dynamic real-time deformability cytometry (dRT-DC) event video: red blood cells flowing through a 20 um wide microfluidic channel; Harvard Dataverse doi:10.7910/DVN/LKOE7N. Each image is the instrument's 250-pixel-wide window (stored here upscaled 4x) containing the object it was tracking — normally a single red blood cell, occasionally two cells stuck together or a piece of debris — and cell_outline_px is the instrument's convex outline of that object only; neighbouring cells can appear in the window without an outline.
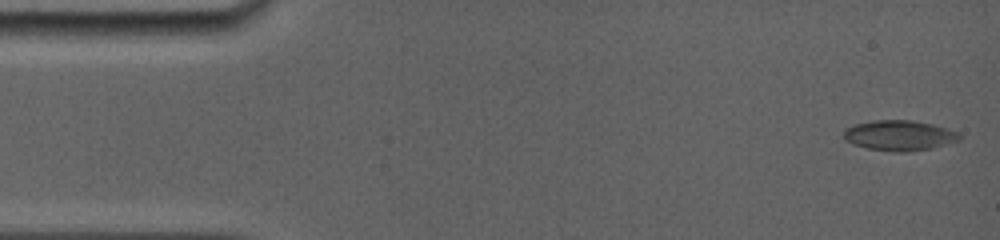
{"species": "common noctule bat (a hibernating species)", "species_latin": "Nyctalus noctula", "temperature_condition": "room temperature", "stored_images_in_passage": 36, "camera_frame_rate_fps": 5000, "um_per_image_px": 0.085, "animal": {"sex": "female", "body_mass_g": 19.0, "forearm_length_mm": 56.7}, "frame": {"image": 1, "passage_image": 1, "time_ms": 0.0, "image_size_px": [1000, 240], "cell_outline_px": [[960, 140], [932, 148], [904, 152], [896, 152], [868, 148], [852, 144], [844, 140], [844, 128], [852, 124], [872, 120], [912, 120], [932, 124], [948, 128], [956, 132], [960, 136]], "centroid_in_image_um": [76.4, 11.5], "position_along_channel_um": 8.6, "area_um2": 20.52}}
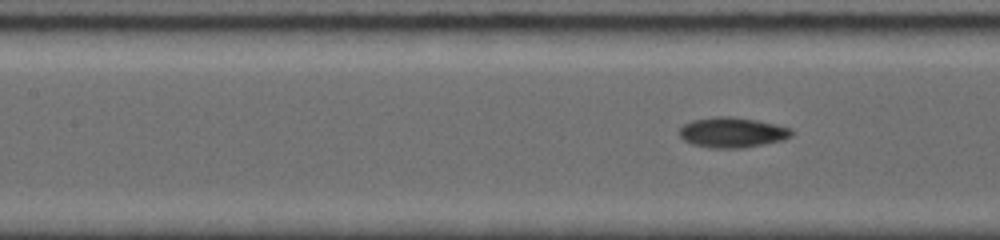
{"frame": {"image": 2, "passage_image": 20, "time_ms": 6.4, "image_size_px": [1000, 240], "cell_outline_px": [[792, 136], [784, 140], [744, 148], [712, 148], [692, 144], [684, 140], [680, 136], [680, 128], [684, 124], [692, 120], [716, 116], [732, 116], [756, 120], [776, 124], [792, 128]], "centroid_in_image_um": [62.26, 11.25], "position_along_channel_um": 145.1, "area_um2": 19.88}}
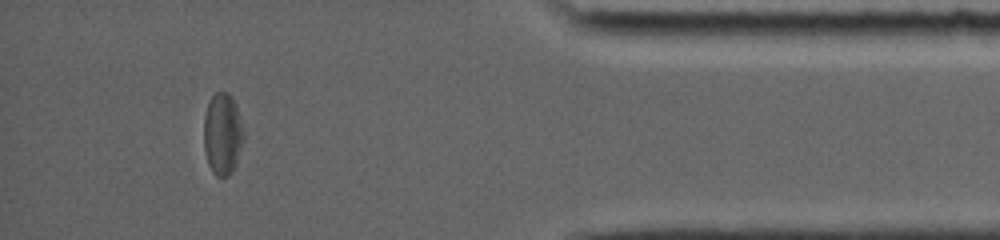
{"frame": {"image": 3, "passage_image": 34, "time_ms": 14.0, "image_size_px": [1000, 240], "cell_outline_px": [[244, 140], [236, 164], [232, 172], [228, 176], [216, 176], [212, 172], [208, 164], [204, 148], [204, 116], [208, 100], [216, 92], [228, 92], [232, 96], [236, 104], [244, 132]], "centroid_in_image_um": [18.92, 11.38], "position_along_channel_um": 416.3, "area_um2": 19.25}, "authors_computed_cell_mechanics": {"area_um2": 19.2185, "velocity_mm_per_s": 3.9471, "shape_relaxation_time_tau1_ms": 2.5632, "shape_relaxation_time_tau2_ms": 3.2195, "deformation_change_tau1": 0.1213, "deformation_change_tau2": 0.0898}}